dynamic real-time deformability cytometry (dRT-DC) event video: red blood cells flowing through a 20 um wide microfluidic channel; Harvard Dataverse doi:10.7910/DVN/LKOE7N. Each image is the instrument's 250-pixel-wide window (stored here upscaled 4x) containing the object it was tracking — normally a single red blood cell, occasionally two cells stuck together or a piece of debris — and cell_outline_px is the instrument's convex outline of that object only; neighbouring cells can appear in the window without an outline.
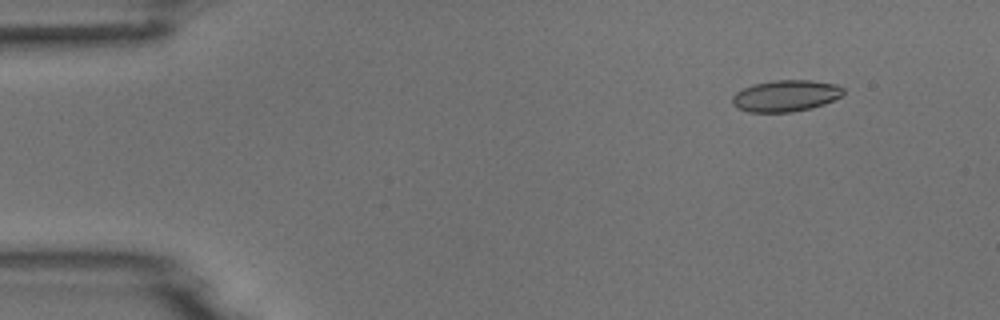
{"species": "common noctule bat (a hibernating species)", "species_latin": "Nyctalus noctula", "temperature_condition": "room temperature", "stored_images_in_passage": 5, "camera_frame_rate_fps": 3000, "um_per_image_px": 0.085, "animal": {"sex": "male", "body_mass_g": 18.8}, "frame": {"image": 1, "passage_image": 2, "time_ms": 1.0, "image_size_px": [1000, 320], "cell_outline_px": [[844, 92], [840, 96], [824, 104], [812, 108], [792, 112], [748, 112], [736, 108], [732, 104], [732, 96], [736, 92], [752, 84], [772, 80], [812, 80], [836, 84], [844, 88]], "centroid_in_image_um": [66.76, 8.14], "position_along_channel_um": 18.2, "area_um2": 20.52}}
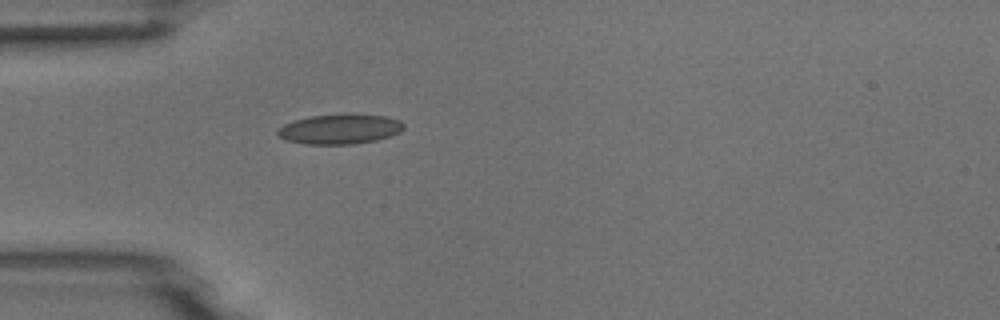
{"frame": {"image": 2, "passage_image": 5, "time_ms": 4.333, "image_size_px": [1000, 320], "cell_outline_px": [[404, 128], [400, 132], [376, 140], [352, 144], [304, 144], [288, 140], [280, 136], [276, 132], [284, 124], [296, 120], [312, 116], [344, 112], [384, 116], [400, 120], [404, 124]], "centroid_in_image_um": [28.92, 10.95], "position_along_channel_um": 56.1, "area_um2": 22.08}}